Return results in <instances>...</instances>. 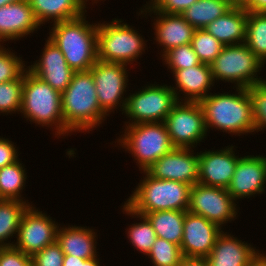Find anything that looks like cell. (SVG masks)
I'll return each instance as SVG.
<instances>
[{
    "label": "cell",
    "instance_id": "obj_1",
    "mask_svg": "<svg viewBox=\"0 0 266 266\" xmlns=\"http://www.w3.org/2000/svg\"><path fill=\"white\" fill-rule=\"evenodd\" d=\"M233 93H210L199 103L203 110L207 133L210 129L234 136L255 134L252 103L248 88L235 87Z\"/></svg>",
    "mask_w": 266,
    "mask_h": 266
},
{
    "label": "cell",
    "instance_id": "obj_2",
    "mask_svg": "<svg viewBox=\"0 0 266 266\" xmlns=\"http://www.w3.org/2000/svg\"><path fill=\"white\" fill-rule=\"evenodd\" d=\"M61 103L65 127L72 134L90 133L102 126L108 116L99 105L90 70L74 73L72 81L61 94Z\"/></svg>",
    "mask_w": 266,
    "mask_h": 266
},
{
    "label": "cell",
    "instance_id": "obj_3",
    "mask_svg": "<svg viewBox=\"0 0 266 266\" xmlns=\"http://www.w3.org/2000/svg\"><path fill=\"white\" fill-rule=\"evenodd\" d=\"M88 13L66 21L53 23L48 38L64 55L67 64L75 72L88 71L97 58L98 22L86 20Z\"/></svg>",
    "mask_w": 266,
    "mask_h": 266
},
{
    "label": "cell",
    "instance_id": "obj_4",
    "mask_svg": "<svg viewBox=\"0 0 266 266\" xmlns=\"http://www.w3.org/2000/svg\"><path fill=\"white\" fill-rule=\"evenodd\" d=\"M61 104L60 92L28 69L25 70L20 115L27 122L29 120L37 126L52 129L53 135L58 136V139L61 136H71V132L65 127Z\"/></svg>",
    "mask_w": 266,
    "mask_h": 266
},
{
    "label": "cell",
    "instance_id": "obj_5",
    "mask_svg": "<svg viewBox=\"0 0 266 266\" xmlns=\"http://www.w3.org/2000/svg\"><path fill=\"white\" fill-rule=\"evenodd\" d=\"M125 203L136 213L155 211H187L191 185L180 181L155 179L146 171Z\"/></svg>",
    "mask_w": 266,
    "mask_h": 266
},
{
    "label": "cell",
    "instance_id": "obj_6",
    "mask_svg": "<svg viewBox=\"0 0 266 266\" xmlns=\"http://www.w3.org/2000/svg\"><path fill=\"white\" fill-rule=\"evenodd\" d=\"M124 127L115 143L120 149L128 151L132 159L134 157L139 171H147L154 162L175 148L164 122L137 123Z\"/></svg>",
    "mask_w": 266,
    "mask_h": 266
},
{
    "label": "cell",
    "instance_id": "obj_7",
    "mask_svg": "<svg viewBox=\"0 0 266 266\" xmlns=\"http://www.w3.org/2000/svg\"><path fill=\"white\" fill-rule=\"evenodd\" d=\"M112 19L110 22H98L97 58L105 62L122 63L130 66L142 58L147 47L145 37L135 27ZM144 52V53H143ZM139 57V58H138Z\"/></svg>",
    "mask_w": 266,
    "mask_h": 266
},
{
    "label": "cell",
    "instance_id": "obj_8",
    "mask_svg": "<svg viewBox=\"0 0 266 266\" xmlns=\"http://www.w3.org/2000/svg\"><path fill=\"white\" fill-rule=\"evenodd\" d=\"M264 63L245 43L224 46L210 64L214 82L232 83L235 87L249 88L266 79L258 76Z\"/></svg>",
    "mask_w": 266,
    "mask_h": 266
},
{
    "label": "cell",
    "instance_id": "obj_9",
    "mask_svg": "<svg viewBox=\"0 0 266 266\" xmlns=\"http://www.w3.org/2000/svg\"><path fill=\"white\" fill-rule=\"evenodd\" d=\"M155 83L141 86L142 89L128 94L122 113L128 118V121L124 122L125 125L164 122L178 101L170 85Z\"/></svg>",
    "mask_w": 266,
    "mask_h": 266
},
{
    "label": "cell",
    "instance_id": "obj_10",
    "mask_svg": "<svg viewBox=\"0 0 266 266\" xmlns=\"http://www.w3.org/2000/svg\"><path fill=\"white\" fill-rule=\"evenodd\" d=\"M175 148L195 150L207 138L204 114L199 102L178 101L164 120ZM204 140V141H202Z\"/></svg>",
    "mask_w": 266,
    "mask_h": 266
},
{
    "label": "cell",
    "instance_id": "obj_11",
    "mask_svg": "<svg viewBox=\"0 0 266 266\" xmlns=\"http://www.w3.org/2000/svg\"><path fill=\"white\" fill-rule=\"evenodd\" d=\"M126 64L105 62L99 59L96 60L95 64L91 67L95 86L97 99L101 109L108 115L115 109H120L122 113L125 110L129 77L128 69ZM124 94L125 97H124Z\"/></svg>",
    "mask_w": 266,
    "mask_h": 266
},
{
    "label": "cell",
    "instance_id": "obj_12",
    "mask_svg": "<svg viewBox=\"0 0 266 266\" xmlns=\"http://www.w3.org/2000/svg\"><path fill=\"white\" fill-rule=\"evenodd\" d=\"M237 202L226 188L205 186L199 183L191 186L187 211L203 216L220 228L237 219Z\"/></svg>",
    "mask_w": 266,
    "mask_h": 266
},
{
    "label": "cell",
    "instance_id": "obj_13",
    "mask_svg": "<svg viewBox=\"0 0 266 266\" xmlns=\"http://www.w3.org/2000/svg\"><path fill=\"white\" fill-rule=\"evenodd\" d=\"M59 225L45 211L30 205L22 216L13 246L32 257L56 241Z\"/></svg>",
    "mask_w": 266,
    "mask_h": 266
},
{
    "label": "cell",
    "instance_id": "obj_14",
    "mask_svg": "<svg viewBox=\"0 0 266 266\" xmlns=\"http://www.w3.org/2000/svg\"><path fill=\"white\" fill-rule=\"evenodd\" d=\"M140 8L137 13L138 16L142 15L141 17L147 18L146 15L148 14L147 16L150 15L151 20L154 18L152 21L154 27L152 28L154 29L155 44L157 43L162 48L160 57L174 47L191 43L196 29L181 14L155 11L149 5L144 6L143 9ZM152 14L154 17L151 16Z\"/></svg>",
    "mask_w": 266,
    "mask_h": 266
},
{
    "label": "cell",
    "instance_id": "obj_15",
    "mask_svg": "<svg viewBox=\"0 0 266 266\" xmlns=\"http://www.w3.org/2000/svg\"><path fill=\"white\" fill-rule=\"evenodd\" d=\"M146 172L155 179L180 181L193 186L198 183L199 153L191 148H174Z\"/></svg>",
    "mask_w": 266,
    "mask_h": 266
},
{
    "label": "cell",
    "instance_id": "obj_16",
    "mask_svg": "<svg viewBox=\"0 0 266 266\" xmlns=\"http://www.w3.org/2000/svg\"><path fill=\"white\" fill-rule=\"evenodd\" d=\"M266 155H244L238 160L233 177L227 188L232 198L237 200L265 194Z\"/></svg>",
    "mask_w": 266,
    "mask_h": 266
},
{
    "label": "cell",
    "instance_id": "obj_17",
    "mask_svg": "<svg viewBox=\"0 0 266 266\" xmlns=\"http://www.w3.org/2000/svg\"><path fill=\"white\" fill-rule=\"evenodd\" d=\"M235 147L225 146L222 149L205 150L199 153L198 183L205 186L228 188L234 174L239 154Z\"/></svg>",
    "mask_w": 266,
    "mask_h": 266
},
{
    "label": "cell",
    "instance_id": "obj_18",
    "mask_svg": "<svg viewBox=\"0 0 266 266\" xmlns=\"http://www.w3.org/2000/svg\"><path fill=\"white\" fill-rule=\"evenodd\" d=\"M223 232L215 223L200 215L185 211L181 251L183 256L206 258Z\"/></svg>",
    "mask_w": 266,
    "mask_h": 266
},
{
    "label": "cell",
    "instance_id": "obj_19",
    "mask_svg": "<svg viewBox=\"0 0 266 266\" xmlns=\"http://www.w3.org/2000/svg\"><path fill=\"white\" fill-rule=\"evenodd\" d=\"M38 60L31 61L27 69L48 83L61 94L72 81L75 73L66 62V59L56 44L48 37Z\"/></svg>",
    "mask_w": 266,
    "mask_h": 266
},
{
    "label": "cell",
    "instance_id": "obj_20",
    "mask_svg": "<svg viewBox=\"0 0 266 266\" xmlns=\"http://www.w3.org/2000/svg\"><path fill=\"white\" fill-rule=\"evenodd\" d=\"M40 27L28 0H20L0 7L1 45L7 41L23 39L25 36L27 38L28 35L37 33Z\"/></svg>",
    "mask_w": 266,
    "mask_h": 266
},
{
    "label": "cell",
    "instance_id": "obj_21",
    "mask_svg": "<svg viewBox=\"0 0 266 266\" xmlns=\"http://www.w3.org/2000/svg\"><path fill=\"white\" fill-rule=\"evenodd\" d=\"M175 81V87L170 85L175 93L177 101L200 102L207 97L215 86L209 64L199 65L184 69L171 70ZM184 96H180V95Z\"/></svg>",
    "mask_w": 266,
    "mask_h": 266
},
{
    "label": "cell",
    "instance_id": "obj_22",
    "mask_svg": "<svg viewBox=\"0 0 266 266\" xmlns=\"http://www.w3.org/2000/svg\"><path fill=\"white\" fill-rule=\"evenodd\" d=\"M231 234L223 231L217 237L212 251L206 257L208 266H247L260 251L251 243Z\"/></svg>",
    "mask_w": 266,
    "mask_h": 266
},
{
    "label": "cell",
    "instance_id": "obj_23",
    "mask_svg": "<svg viewBox=\"0 0 266 266\" xmlns=\"http://www.w3.org/2000/svg\"><path fill=\"white\" fill-rule=\"evenodd\" d=\"M94 231L92 227L60 224L56 241L64 254L87 260L99 256L96 247L98 234Z\"/></svg>",
    "mask_w": 266,
    "mask_h": 266
},
{
    "label": "cell",
    "instance_id": "obj_24",
    "mask_svg": "<svg viewBox=\"0 0 266 266\" xmlns=\"http://www.w3.org/2000/svg\"><path fill=\"white\" fill-rule=\"evenodd\" d=\"M248 11L231 8L228 12L208 24L205 29L224 46L245 42Z\"/></svg>",
    "mask_w": 266,
    "mask_h": 266
},
{
    "label": "cell",
    "instance_id": "obj_25",
    "mask_svg": "<svg viewBox=\"0 0 266 266\" xmlns=\"http://www.w3.org/2000/svg\"><path fill=\"white\" fill-rule=\"evenodd\" d=\"M41 26L71 20L87 12L84 0H28ZM51 20V21H50ZM44 24V25H43Z\"/></svg>",
    "mask_w": 266,
    "mask_h": 266
},
{
    "label": "cell",
    "instance_id": "obj_26",
    "mask_svg": "<svg viewBox=\"0 0 266 266\" xmlns=\"http://www.w3.org/2000/svg\"><path fill=\"white\" fill-rule=\"evenodd\" d=\"M143 215L151 222L158 238L166 239L178 246L181 245L185 211H155Z\"/></svg>",
    "mask_w": 266,
    "mask_h": 266
},
{
    "label": "cell",
    "instance_id": "obj_27",
    "mask_svg": "<svg viewBox=\"0 0 266 266\" xmlns=\"http://www.w3.org/2000/svg\"><path fill=\"white\" fill-rule=\"evenodd\" d=\"M30 205L32 202L0 199V247L14 245L11 239L17 237L22 216Z\"/></svg>",
    "mask_w": 266,
    "mask_h": 266
},
{
    "label": "cell",
    "instance_id": "obj_28",
    "mask_svg": "<svg viewBox=\"0 0 266 266\" xmlns=\"http://www.w3.org/2000/svg\"><path fill=\"white\" fill-rule=\"evenodd\" d=\"M121 207L123 214L126 213L125 215H130L131 218H138L137 221L140 220L139 222H134L132 225H128L129 228L126 230V233L133 249L135 247L139 253L147 256L157 238L151 222L145 215L138 214L132 210L125 202Z\"/></svg>",
    "mask_w": 266,
    "mask_h": 266
},
{
    "label": "cell",
    "instance_id": "obj_29",
    "mask_svg": "<svg viewBox=\"0 0 266 266\" xmlns=\"http://www.w3.org/2000/svg\"><path fill=\"white\" fill-rule=\"evenodd\" d=\"M231 8L222 0H197L180 14L195 29H203Z\"/></svg>",
    "mask_w": 266,
    "mask_h": 266
},
{
    "label": "cell",
    "instance_id": "obj_30",
    "mask_svg": "<svg viewBox=\"0 0 266 266\" xmlns=\"http://www.w3.org/2000/svg\"><path fill=\"white\" fill-rule=\"evenodd\" d=\"M22 164L19 159L10 165L0 168V199L30 203L22 196L28 177L26 168Z\"/></svg>",
    "mask_w": 266,
    "mask_h": 266
},
{
    "label": "cell",
    "instance_id": "obj_31",
    "mask_svg": "<svg viewBox=\"0 0 266 266\" xmlns=\"http://www.w3.org/2000/svg\"><path fill=\"white\" fill-rule=\"evenodd\" d=\"M244 43L266 64V12H248Z\"/></svg>",
    "mask_w": 266,
    "mask_h": 266
},
{
    "label": "cell",
    "instance_id": "obj_32",
    "mask_svg": "<svg viewBox=\"0 0 266 266\" xmlns=\"http://www.w3.org/2000/svg\"><path fill=\"white\" fill-rule=\"evenodd\" d=\"M23 85L24 73L17 79L0 83V115L20 114Z\"/></svg>",
    "mask_w": 266,
    "mask_h": 266
},
{
    "label": "cell",
    "instance_id": "obj_33",
    "mask_svg": "<svg viewBox=\"0 0 266 266\" xmlns=\"http://www.w3.org/2000/svg\"><path fill=\"white\" fill-rule=\"evenodd\" d=\"M191 46L201 63L211 64L220 54L224 45L205 29H196Z\"/></svg>",
    "mask_w": 266,
    "mask_h": 266
},
{
    "label": "cell",
    "instance_id": "obj_34",
    "mask_svg": "<svg viewBox=\"0 0 266 266\" xmlns=\"http://www.w3.org/2000/svg\"><path fill=\"white\" fill-rule=\"evenodd\" d=\"M147 256L153 266H179L183 254L180 246L157 237Z\"/></svg>",
    "mask_w": 266,
    "mask_h": 266
},
{
    "label": "cell",
    "instance_id": "obj_35",
    "mask_svg": "<svg viewBox=\"0 0 266 266\" xmlns=\"http://www.w3.org/2000/svg\"><path fill=\"white\" fill-rule=\"evenodd\" d=\"M163 64L170 70L184 69L201 64L190 43L174 47L162 56Z\"/></svg>",
    "mask_w": 266,
    "mask_h": 266
},
{
    "label": "cell",
    "instance_id": "obj_36",
    "mask_svg": "<svg viewBox=\"0 0 266 266\" xmlns=\"http://www.w3.org/2000/svg\"><path fill=\"white\" fill-rule=\"evenodd\" d=\"M0 44V83L19 78L27 69V62Z\"/></svg>",
    "mask_w": 266,
    "mask_h": 266
},
{
    "label": "cell",
    "instance_id": "obj_37",
    "mask_svg": "<svg viewBox=\"0 0 266 266\" xmlns=\"http://www.w3.org/2000/svg\"><path fill=\"white\" fill-rule=\"evenodd\" d=\"M252 103V116L255 124V133L266 129V80L248 88Z\"/></svg>",
    "mask_w": 266,
    "mask_h": 266
},
{
    "label": "cell",
    "instance_id": "obj_38",
    "mask_svg": "<svg viewBox=\"0 0 266 266\" xmlns=\"http://www.w3.org/2000/svg\"><path fill=\"white\" fill-rule=\"evenodd\" d=\"M63 259L64 253L57 241L31 257L35 266H63Z\"/></svg>",
    "mask_w": 266,
    "mask_h": 266
},
{
    "label": "cell",
    "instance_id": "obj_39",
    "mask_svg": "<svg viewBox=\"0 0 266 266\" xmlns=\"http://www.w3.org/2000/svg\"><path fill=\"white\" fill-rule=\"evenodd\" d=\"M196 1L197 0H148L143 7L149 5L155 11L180 14Z\"/></svg>",
    "mask_w": 266,
    "mask_h": 266
},
{
    "label": "cell",
    "instance_id": "obj_40",
    "mask_svg": "<svg viewBox=\"0 0 266 266\" xmlns=\"http://www.w3.org/2000/svg\"><path fill=\"white\" fill-rule=\"evenodd\" d=\"M31 256L24 254L14 246L0 247V266H25Z\"/></svg>",
    "mask_w": 266,
    "mask_h": 266
},
{
    "label": "cell",
    "instance_id": "obj_41",
    "mask_svg": "<svg viewBox=\"0 0 266 266\" xmlns=\"http://www.w3.org/2000/svg\"><path fill=\"white\" fill-rule=\"evenodd\" d=\"M9 138L0 137V168L19 160L18 147Z\"/></svg>",
    "mask_w": 266,
    "mask_h": 266
},
{
    "label": "cell",
    "instance_id": "obj_42",
    "mask_svg": "<svg viewBox=\"0 0 266 266\" xmlns=\"http://www.w3.org/2000/svg\"><path fill=\"white\" fill-rule=\"evenodd\" d=\"M179 266H208V262L204 257L183 256Z\"/></svg>",
    "mask_w": 266,
    "mask_h": 266
},
{
    "label": "cell",
    "instance_id": "obj_43",
    "mask_svg": "<svg viewBox=\"0 0 266 266\" xmlns=\"http://www.w3.org/2000/svg\"><path fill=\"white\" fill-rule=\"evenodd\" d=\"M244 9L248 12H266V0H247Z\"/></svg>",
    "mask_w": 266,
    "mask_h": 266
},
{
    "label": "cell",
    "instance_id": "obj_44",
    "mask_svg": "<svg viewBox=\"0 0 266 266\" xmlns=\"http://www.w3.org/2000/svg\"><path fill=\"white\" fill-rule=\"evenodd\" d=\"M247 266H266V253L259 251Z\"/></svg>",
    "mask_w": 266,
    "mask_h": 266
},
{
    "label": "cell",
    "instance_id": "obj_45",
    "mask_svg": "<svg viewBox=\"0 0 266 266\" xmlns=\"http://www.w3.org/2000/svg\"><path fill=\"white\" fill-rule=\"evenodd\" d=\"M99 256L90 258V259H81L79 258V266H100Z\"/></svg>",
    "mask_w": 266,
    "mask_h": 266
},
{
    "label": "cell",
    "instance_id": "obj_46",
    "mask_svg": "<svg viewBox=\"0 0 266 266\" xmlns=\"http://www.w3.org/2000/svg\"><path fill=\"white\" fill-rule=\"evenodd\" d=\"M63 266H79V258L73 255L64 254Z\"/></svg>",
    "mask_w": 266,
    "mask_h": 266
},
{
    "label": "cell",
    "instance_id": "obj_47",
    "mask_svg": "<svg viewBox=\"0 0 266 266\" xmlns=\"http://www.w3.org/2000/svg\"><path fill=\"white\" fill-rule=\"evenodd\" d=\"M232 8H245L247 0H222Z\"/></svg>",
    "mask_w": 266,
    "mask_h": 266
},
{
    "label": "cell",
    "instance_id": "obj_48",
    "mask_svg": "<svg viewBox=\"0 0 266 266\" xmlns=\"http://www.w3.org/2000/svg\"><path fill=\"white\" fill-rule=\"evenodd\" d=\"M17 1H20V0H0V7L8 5L10 3L17 2Z\"/></svg>",
    "mask_w": 266,
    "mask_h": 266
},
{
    "label": "cell",
    "instance_id": "obj_49",
    "mask_svg": "<svg viewBox=\"0 0 266 266\" xmlns=\"http://www.w3.org/2000/svg\"><path fill=\"white\" fill-rule=\"evenodd\" d=\"M25 266H35L34 265V263H33V261L31 260L27 265H25Z\"/></svg>",
    "mask_w": 266,
    "mask_h": 266
},
{
    "label": "cell",
    "instance_id": "obj_50",
    "mask_svg": "<svg viewBox=\"0 0 266 266\" xmlns=\"http://www.w3.org/2000/svg\"><path fill=\"white\" fill-rule=\"evenodd\" d=\"M86 3H87V1L88 2H90L89 0H84ZM92 1V5H94V2L96 1V0H91Z\"/></svg>",
    "mask_w": 266,
    "mask_h": 266
}]
</instances>
